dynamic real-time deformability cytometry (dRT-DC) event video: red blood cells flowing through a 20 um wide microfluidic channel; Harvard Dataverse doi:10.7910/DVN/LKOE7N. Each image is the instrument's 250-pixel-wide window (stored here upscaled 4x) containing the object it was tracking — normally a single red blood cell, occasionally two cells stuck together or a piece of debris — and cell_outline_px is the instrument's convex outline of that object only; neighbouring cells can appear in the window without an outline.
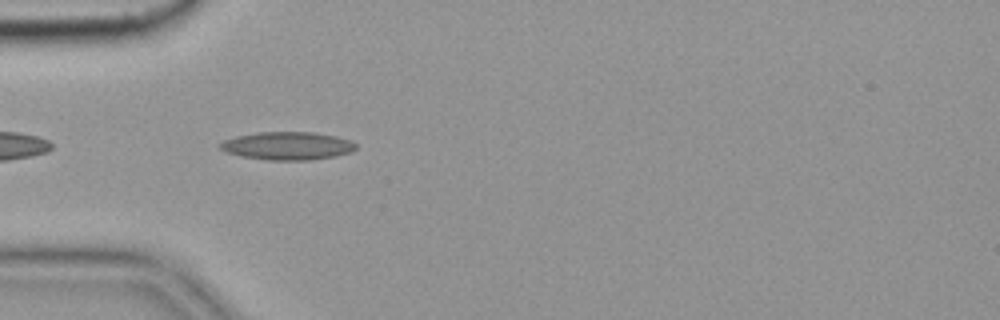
{"species": "common noctule bat (a hibernating species)", "species_latin": "Nyctalus noctula", "temperature_condition": "cold", "stored_images_in_passage": 12, "camera_frame_rate_fps": 3000, "um_per_image_px": 0.085, "animal": {"sex": "female", "body_mass_g": 19.9}, "frame": {"image": 1, "passage_image": 4, "time_ms": 1.0, "image_size_px": [1000, 320], "cell_outline_px": [[356, 148], [352, 152], [336, 156], [308, 160], [268, 160], [240, 156], [228, 152], [220, 148], [216, 144], [224, 140], [236, 136], [256, 132], [316, 132], [336, 136], [352, 140], [356, 144]], "centroid_in_image_um": [24.45, 12.39], "position_along_channel_um": 60.6, "area_um2": 22.37}}